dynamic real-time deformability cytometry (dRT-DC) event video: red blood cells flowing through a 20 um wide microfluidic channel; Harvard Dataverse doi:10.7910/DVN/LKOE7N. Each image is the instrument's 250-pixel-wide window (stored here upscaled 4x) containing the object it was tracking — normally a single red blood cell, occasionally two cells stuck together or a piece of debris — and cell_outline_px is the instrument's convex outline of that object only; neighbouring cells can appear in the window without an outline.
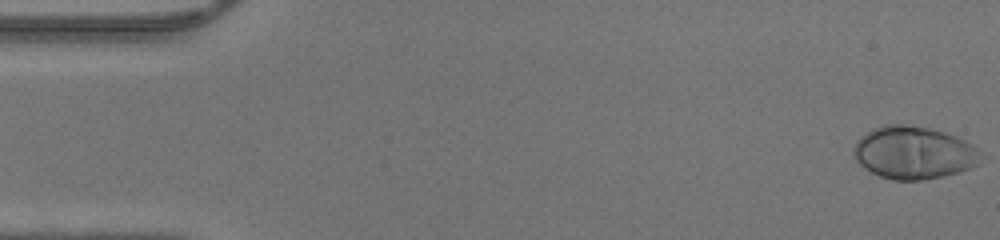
{"species": "human", "species_latin": "Homo sapiens", "temperature_condition": "warm", "stored_images_in_passage": 47, "camera_frame_rate_fps": 3000, "um_per_image_px": 0.085, "donor": {"sex": "male"}, "frame": {"image": 1, "passage_image": 1, "time_ms": 0.0, "image_size_px": [1000, 240], "cell_outline_px": [[976, 164], [968, 168], [944, 176], [920, 180], [892, 180], [880, 176], [864, 168], [856, 160], [852, 152], [852, 148], [856, 140], [860, 136], [872, 128], [884, 124], [904, 124], [928, 128], [944, 132], [956, 136], [972, 144], [976, 148]], "centroid_in_image_um": [77.55, 12.96], "position_along_channel_um": 7.4, "area_um2": 38.67}}
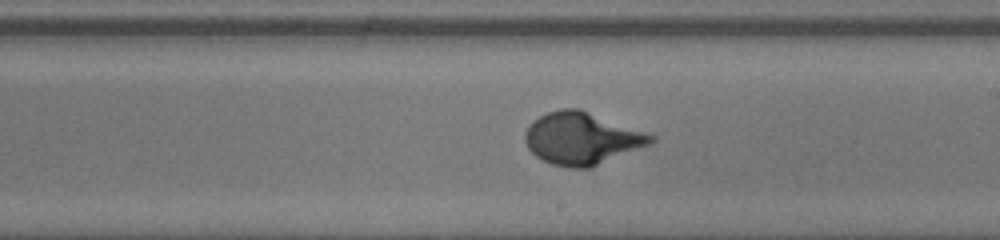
{"frame": {"image": 2, "passage_image": 27, "time_ms": 8.667, "image_size_px": [1000, 240], "cell_outline_px": [[656, 140], [652, 144], [592, 168], [568, 168], [552, 164], [536, 156], [528, 148], [524, 140], [524, 136], [528, 128], [540, 116], [548, 112], [560, 108], [580, 108], [656, 136]], "centroid_in_image_um": [49.5, 11.78], "position_along_channel_um": 239.5, "area_um2": 38.38}}
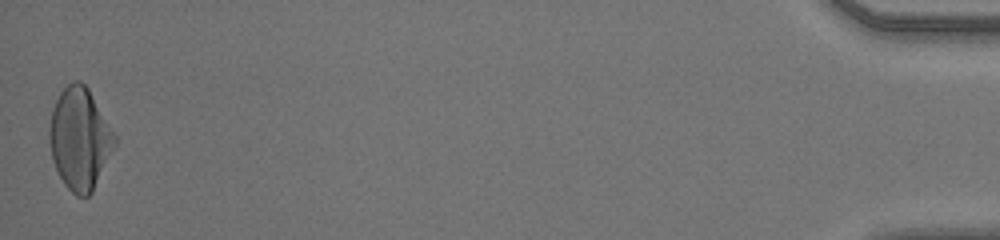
{"frame": {"image": 3, "passage_image": 47, "time_ms": 15.333, "image_size_px": [1000, 240], "cell_outline_px": [[116, 144], [92, 192], [88, 196], [76, 196], [64, 184], [52, 160], [48, 136], [48, 132], [52, 112], [56, 100], [60, 92], [72, 80], [80, 80], [88, 88], [116, 136]], "centroid_in_image_um": [6.77, 11.79], "position_along_channel_um": 428.4, "area_um2": 38.44}}